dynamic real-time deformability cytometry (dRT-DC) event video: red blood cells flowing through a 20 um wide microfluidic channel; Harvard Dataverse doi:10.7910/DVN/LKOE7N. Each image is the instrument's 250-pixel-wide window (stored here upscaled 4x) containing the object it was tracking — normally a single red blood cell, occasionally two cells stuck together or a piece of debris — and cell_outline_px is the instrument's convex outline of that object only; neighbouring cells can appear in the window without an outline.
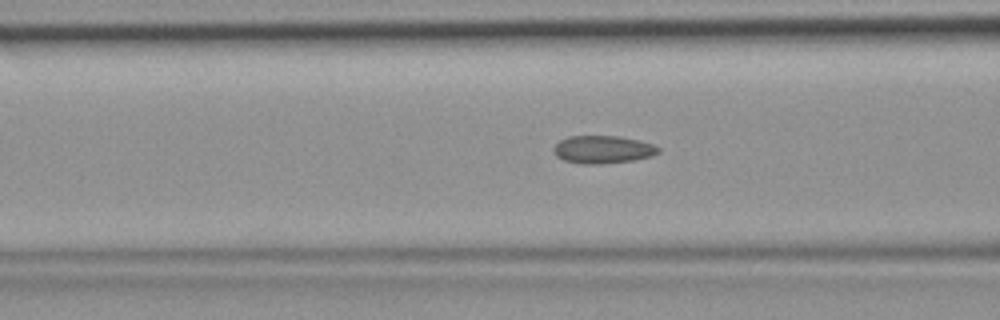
{"species": "common noctule bat (a hibernating species)", "species_latin": "Nyctalus noctula", "temperature_condition": "room temperature", "stored_images_in_passage": 47, "camera_frame_rate_fps": 3000, "um_per_image_px": 0.085, "animal": {"sex": "female", "body_mass_g": 19.9}, "frame": {"image": 1, "passage_image": 18, "time_ms": 5.667, "image_size_px": [1000, 320], "cell_outline_px": [[660, 152], [652, 156], [632, 160], [600, 164], [580, 164], [564, 160], [556, 156], [552, 148], [560, 140], [568, 136], [620, 136], [640, 140], [652, 144], [660, 148]], "centroid_in_image_um": [51.23, 12.7], "position_along_channel_um": 115.4, "area_um2": 17.05}}
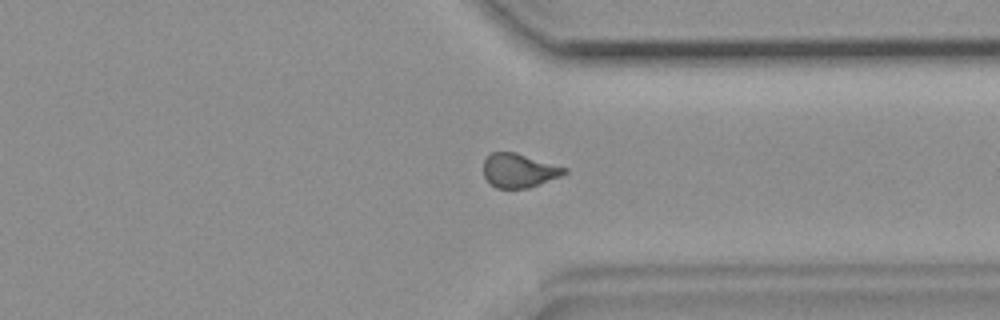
{"frame": {"image": 2, "passage_image": 36, "time_ms": 11.667, "image_size_px": [1000, 320], "cell_outline_px": [[568, 172], [560, 176], [528, 188], [496, 188], [484, 176], [484, 160], [492, 152], [516, 152], [568, 168]], "centroid_in_image_um": [44.13, 14.48], "position_along_channel_um": 367.3, "area_um2": 15.9}}
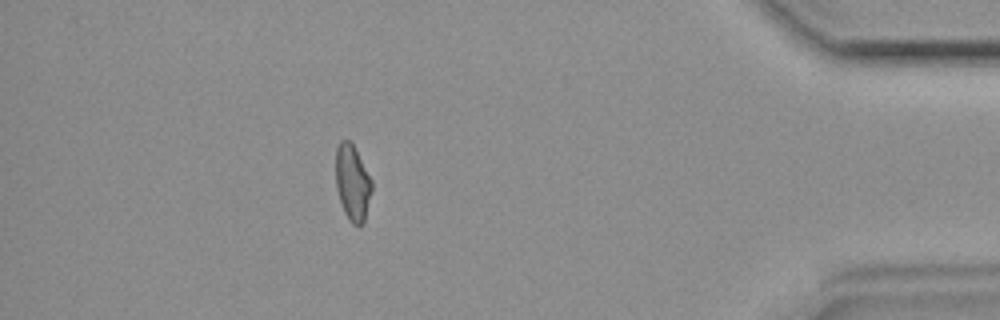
{"frame": {"image": 3, "passage_image": 42, "time_ms": 13.667, "image_size_px": [1000, 320], "cell_outline_px": [[372, 188], [364, 224], [360, 228], [352, 224], [348, 220], [344, 212], [336, 188], [336, 148], [340, 140], [348, 140], [352, 144], [372, 180]], "centroid_in_image_um": [29.96, 15.59], "position_along_channel_um": 405.2, "area_um2": 15.95}}